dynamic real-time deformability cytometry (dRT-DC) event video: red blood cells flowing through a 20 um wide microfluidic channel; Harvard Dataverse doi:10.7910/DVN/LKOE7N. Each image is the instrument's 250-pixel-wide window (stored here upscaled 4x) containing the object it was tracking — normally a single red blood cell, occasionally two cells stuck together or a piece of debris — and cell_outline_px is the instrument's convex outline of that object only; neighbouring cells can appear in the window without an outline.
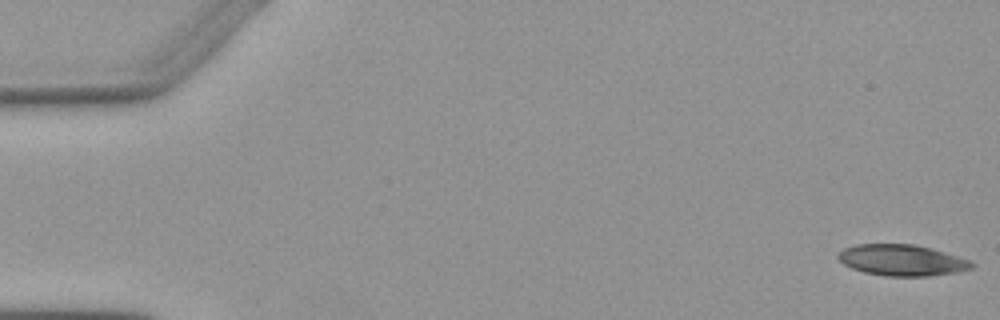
{"species": "Egyptian fruit bat (a non-hibernating species)", "species_latin": "Rousettus aegyptiacus", "temperature_condition": "warm", "stored_images_in_passage": 5, "camera_frame_rate_fps": 3000, "um_per_image_px": 0.085, "animal": {"sex": "female"}, "frame": {"image": 1, "passage_image": 1, "time_ms": 0.0, "image_size_px": [1000, 320], "cell_outline_px": [[976, 264], [972, 268], [960, 272], [928, 276], [884, 276], [864, 272], [852, 268], [844, 264], [836, 256], [844, 248], [856, 244], [916, 244], [972, 260]], "centroid_in_image_um": [76.7, 22.12], "position_along_channel_um": 8.3, "area_um2": 24.39}}
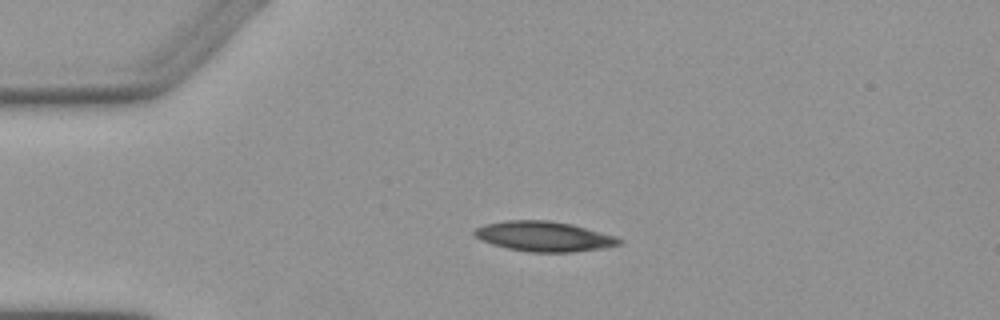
{"frame": {"image": 2, "passage_image": 4, "time_ms": 3.667, "image_size_px": [1000, 320], "cell_outline_px": [[624, 244], [608, 248], [572, 252], [528, 252], [508, 248], [492, 244], [480, 240], [472, 232], [476, 228], [484, 224], [504, 220], [548, 220], [572, 224], [616, 236], [624, 240]], "centroid_in_image_um": [46.29, 20.1], "position_along_channel_um": 38.7, "area_um2": 25.66}}